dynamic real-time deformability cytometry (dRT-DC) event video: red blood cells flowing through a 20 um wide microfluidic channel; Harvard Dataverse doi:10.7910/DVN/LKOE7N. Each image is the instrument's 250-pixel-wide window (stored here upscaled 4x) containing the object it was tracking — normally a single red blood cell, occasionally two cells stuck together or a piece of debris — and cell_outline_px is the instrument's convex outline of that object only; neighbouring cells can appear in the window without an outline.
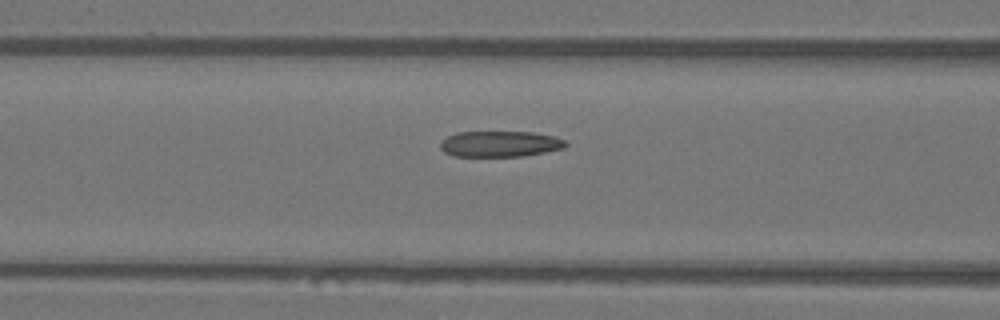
{"species": "Egyptian fruit bat (a non-hibernating species)", "species_latin": "Rousettus aegyptiacus", "temperature_condition": "warm", "stored_images_in_passage": 16, "camera_frame_rate_fps": 3000, "um_per_image_px": 0.085, "animal": {"sex": "female"}, "frame": {"image": 1, "passage_image": 14, "time_ms": 4.333, "image_size_px": [1000, 320], "cell_outline_px": [[568, 144], [564, 148], [524, 156], [452, 156], [444, 152], [440, 148], [440, 144], [448, 136], [456, 132], [532, 132], [556, 136], [564, 140]], "centroid_in_image_um": [42.51, 12.23], "position_along_channel_um": 124.1, "area_um2": 18.9}}